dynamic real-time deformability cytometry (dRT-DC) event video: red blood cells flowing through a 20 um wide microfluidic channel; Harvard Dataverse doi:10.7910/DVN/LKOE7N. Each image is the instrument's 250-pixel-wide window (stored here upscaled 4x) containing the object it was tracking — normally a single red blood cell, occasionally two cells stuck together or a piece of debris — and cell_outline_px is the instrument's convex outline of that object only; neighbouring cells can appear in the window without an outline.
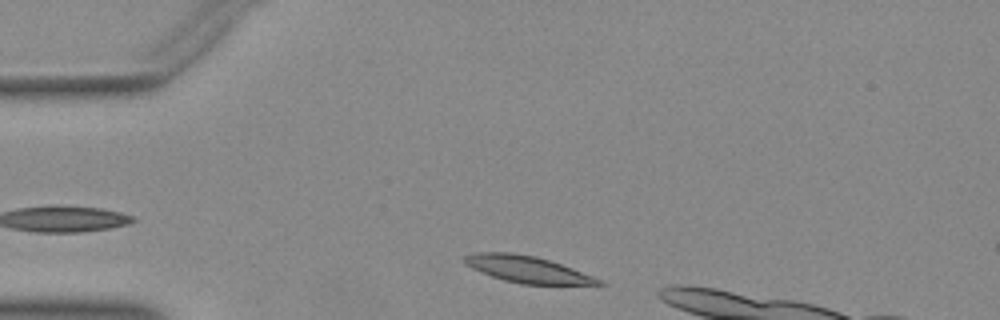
{"species": "Egyptian fruit bat (a non-hibernating species)", "species_latin": "Rousettus aegyptiacus", "temperature_condition": "warm", "stored_images_in_passage": 16, "camera_frame_rate_fps": 3000, "um_per_image_px": 0.085, "animal": {"sex": "female"}, "frame": {"image": 1, "passage_image": 2, "time_ms": 0.333, "image_size_px": [1000, 320], "cell_outline_px": [[608, 284], [524, 284], [504, 280], [480, 272], [464, 264], [464, 256], [472, 252], [512, 252], [536, 256], [572, 268], [592, 276]], "centroid_in_image_um": [44.74, 22.87], "position_along_channel_um": 40.3, "area_um2": 20.58}}
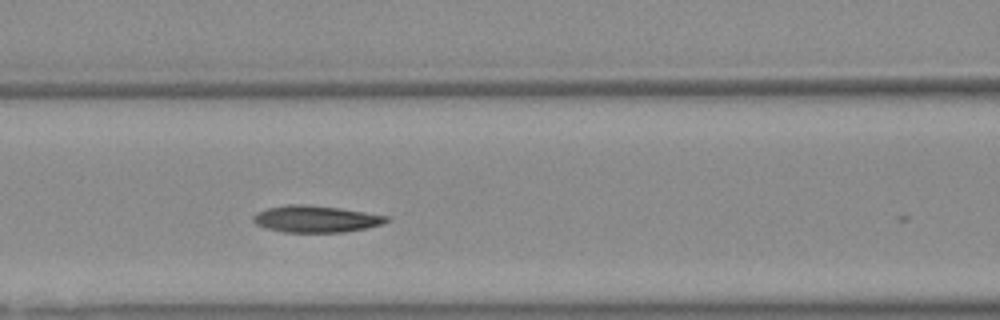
{"frame": {"image": 2, "passage_image": 12, "time_ms": 3.667, "image_size_px": [1000, 320], "cell_outline_px": [[392, 220], [368, 228], [344, 232], [284, 232], [264, 228], [256, 224], [252, 220], [252, 216], [256, 212], [268, 208], [288, 204], [304, 204], [336, 208], [388, 216]], "centroid_in_image_um": [26.8, 18.62], "position_along_channel_um": 139.8, "area_um2": 20.69}}
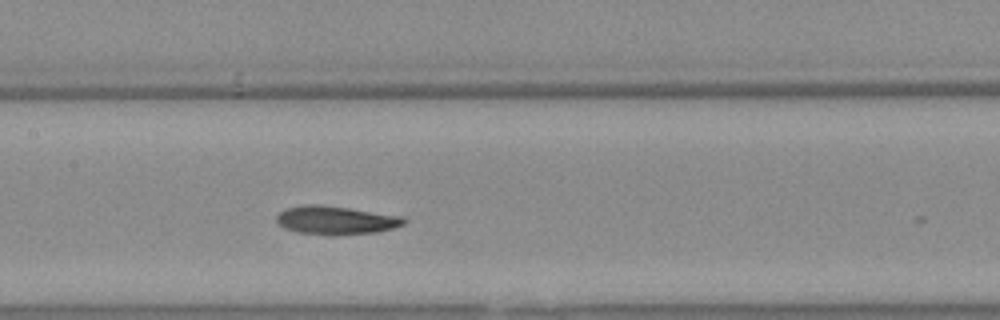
{"frame": {"image": 3, "passage_image": 15, "time_ms": 4.667, "image_size_px": [1000, 320], "cell_outline_px": [[408, 220], [404, 224], [396, 228], [376, 232], [336, 236], [324, 236], [296, 232], [284, 228], [276, 224], [276, 216], [280, 212], [288, 208], [304, 204], [316, 204], [348, 208], [400, 216]], "centroid_in_image_um": [28.52, 18.75], "position_along_channel_um": 178.9, "area_um2": 21.44}}